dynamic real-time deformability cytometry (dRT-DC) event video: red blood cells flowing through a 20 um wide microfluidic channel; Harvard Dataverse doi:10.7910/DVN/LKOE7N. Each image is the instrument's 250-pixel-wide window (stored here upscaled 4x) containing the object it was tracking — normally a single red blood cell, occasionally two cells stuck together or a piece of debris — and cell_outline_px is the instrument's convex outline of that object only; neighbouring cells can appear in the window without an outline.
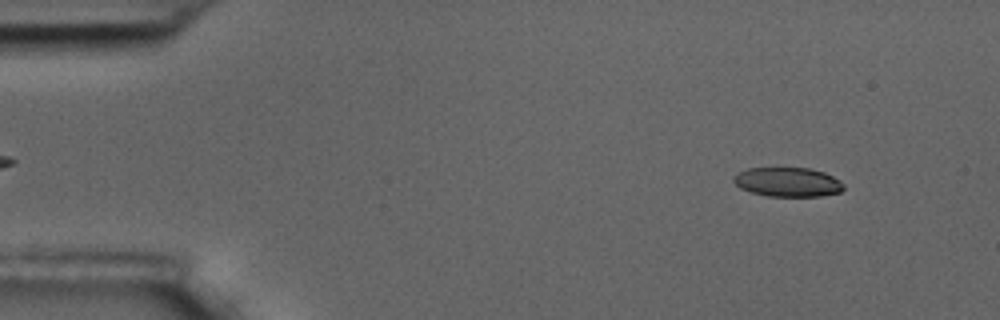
{"species": "common noctule bat (a hibernating species)", "species_latin": "Nyctalus noctula", "temperature_condition": "room temperature", "stored_images_in_passage": 58, "camera_frame_rate_fps": 3000, "um_per_image_px": 0.085, "animal": {"sex": "male", "body_mass_g": 17.5, "forearm_length_mm": 52.3}, "frame": {"image": 1, "passage_image": 6, "time_ms": 1.667, "image_size_px": [1000, 320], "cell_outline_px": [[844, 188], [840, 192], [820, 196], [768, 196], [752, 192], [740, 188], [732, 180], [732, 176], [748, 168], [808, 168], [824, 172], [840, 180], [844, 184]], "centroid_in_image_um": [66.96, 15.47], "position_along_channel_um": 18.0, "area_um2": 18.73}}
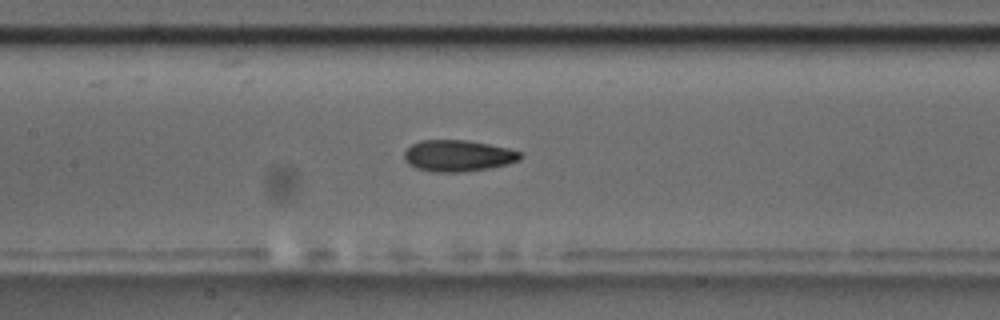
{"frame": {"image": 2, "passage_image": 27, "time_ms": 8.667, "image_size_px": [1000, 320], "cell_outline_px": [[524, 156], [520, 160], [508, 164], [488, 168], [460, 172], [432, 172], [416, 168], [408, 164], [404, 160], [404, 152], [412, 144], [420, 140], [468, 140], [508, 148], [520, 152]], "centroid_in_image_um": [38.92, 13.24], "position_along_channel_um": 168.5, "area_um2": 21.33}}
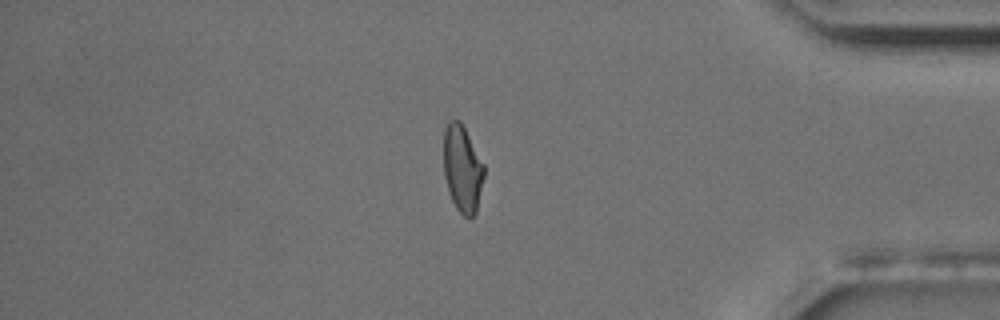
{"frame": {"image": 3, "passage_image": 49, "time_ms": 16.0, "image_size_px": [1000, 320], "cell_outline_px": [[484, 176], [476, 212], [468, 220], [456, 208], [452, 200], [444, 176], [444, 128], [448, 120], [460, 120], [484, 164]], "centroid_in_image_um": [39.3, 14.33], "position_along_channel_um": 395.9, "area_um2": 20.4}, "authors_computed_cell_mechanics": {"area_um2": 20.8947, "velocity_mm_per_s": 3.514, "shape_relaxation_time_tau1_ms": 8.041, "shape_relaxation_time_tau2_ms": 2.8207, "deformation_change_tau1": 0.1992, "deformation_change_tau2": 0.0923}}